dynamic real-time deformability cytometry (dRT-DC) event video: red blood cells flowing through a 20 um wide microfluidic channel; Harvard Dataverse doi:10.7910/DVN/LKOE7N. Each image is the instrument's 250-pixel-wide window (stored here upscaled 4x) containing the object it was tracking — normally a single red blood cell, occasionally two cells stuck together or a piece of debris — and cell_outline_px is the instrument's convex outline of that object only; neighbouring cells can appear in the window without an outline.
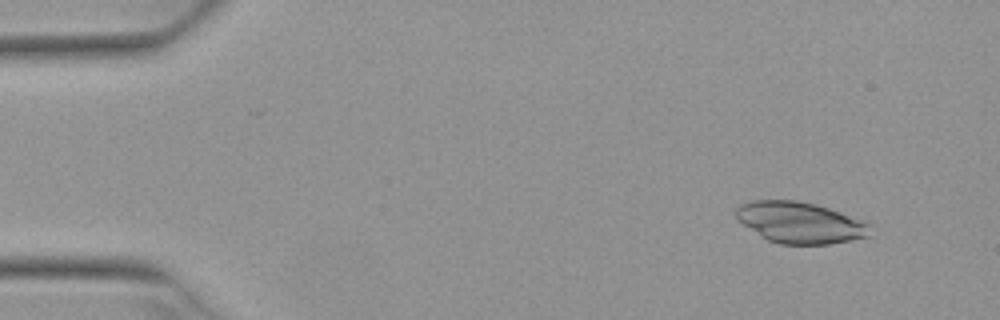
{"species": "Egyptian fruit bat (a non-hibernating species)", "species_latin": "Rousettus aegyptiacus", "temperature_condition": "warm", "stored_images_in_passage": 5, "camera_frame_rate_fps": 3000, "um_per_image_px": 0.085, "animal": {"sex": "female"}, "frame": {"image": 1, "passage_image": 1, "time_ms": 0.0, "image_size_px": [1000, 320], "cell_outline_px": [[872, 224], [868, 236], [828, 244], [780, 244], [768, 240], [736, 220], [736, 208], [740, 204], [752, 200], [796, 200], [816, 204], [828, 208]], "centroid_in_image_um": [67.97, 18.91], "position_along_channel_um": 17.0, "area_um2": 32.02}}
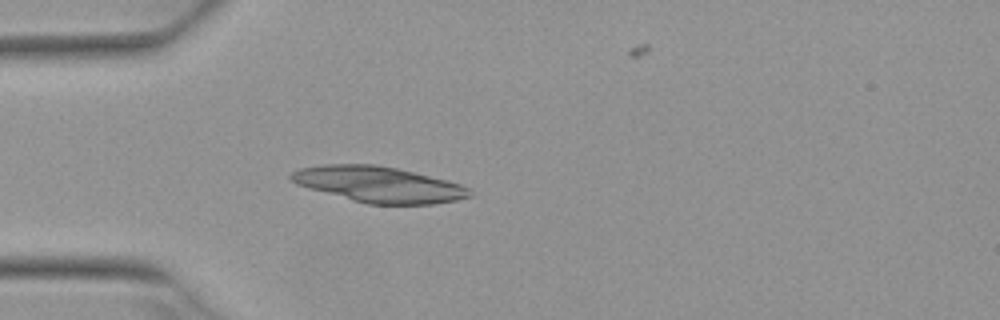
{"frame": {"image": 2, "passage_image": 4, "time_ms": 1.0, "image_size_px": [1000, 320], "cell_outline_px": [[472, 196], [456, 200], [432, 204], [368, 204], [352, 200], [308, 188], [296, 184], [288, 180], [288, 176], [292, 172], [300, 168], [324, 164], [376, 164], [396, 168], [460, 184], [468, 188]], "centroid_in_image_um": [32.12, 15.67], "position_along_channel_um": 52.9, "area_um2": 36.99}}